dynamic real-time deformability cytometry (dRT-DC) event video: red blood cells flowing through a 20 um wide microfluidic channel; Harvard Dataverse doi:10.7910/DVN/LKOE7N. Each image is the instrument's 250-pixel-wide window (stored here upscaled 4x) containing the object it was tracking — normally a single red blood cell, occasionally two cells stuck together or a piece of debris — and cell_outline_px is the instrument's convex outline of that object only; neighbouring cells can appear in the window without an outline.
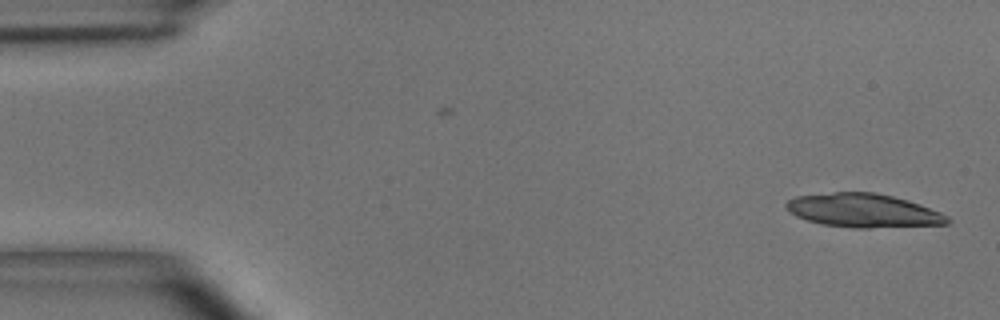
{"species": "common noctule bat (a hibernating species)", "species_latin": "Nyctalus noctula", "temperature_condition": "room temperature", "stored_images_in_passage": 18, "camera_frame_rate_fps": 3000, "um_per_image_px": 0.085, "animal": {"sex": "male", "body_mass_g": 15.6}, "frame": {"image": 1, "passage_image": 1, "time_ms": 0.0, "image_size_px": [1000, 320], "cell_outline_px": [[952, 220], [948, 224], [868, 228], [852, 228], [820, 224], [796, 216], [788, 212], [784, 204], [788, 200], [796, 196], [832, 192], [876, 192], [908, 200], [920, 204], [940, 212], [948, 216]], "centroid_in_image_um": [73.37, 17.89], "position_along_channel_um": 11.6, "area_um2": 31.85}}